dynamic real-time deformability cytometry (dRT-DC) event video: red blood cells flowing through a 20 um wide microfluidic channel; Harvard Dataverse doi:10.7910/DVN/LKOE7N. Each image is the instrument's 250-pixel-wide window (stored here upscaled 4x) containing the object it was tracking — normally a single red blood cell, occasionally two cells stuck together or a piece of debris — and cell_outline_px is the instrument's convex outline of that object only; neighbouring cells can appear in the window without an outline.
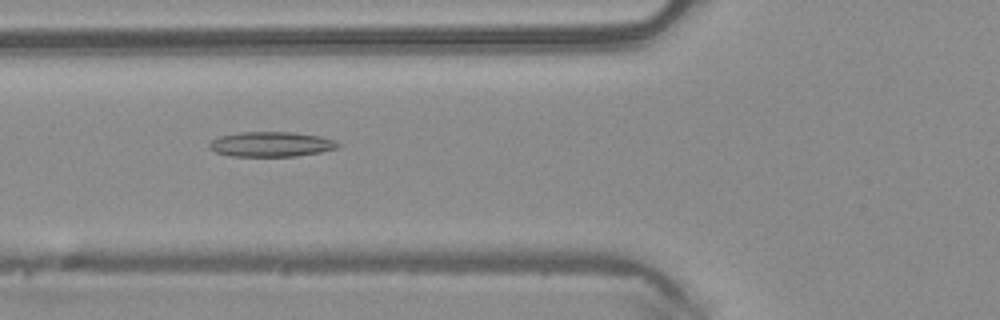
{"species": "common noctule bat (a hibernating species)", "species_latin": "Nyctalus noctula", "temperature_condition": "warm", "stored_images_in_passage": 50, "camera_frame_rate_fps": 3000, "um_per_image_px": 0.085, "animal": {"sex": "male", "body_mass_g": 20.4}, "frame": {"image": 1, "passage_image": 19, "time_ms": 6.0, "image_size_px": [1000, 320], "cell_outline_px": [[340, 144], [336, 148], [320, 152], [296, 156], [232, 156], [216, 152], [208, 148], [208, 144], [212, 140], [220, 136], [240, 132], [292, 132], [320, 136], [332, 140]], "centroid_in_image_um": [23.01, 12.26], "position_along_channel_um": 102.8, "area_um2": 18.55}}
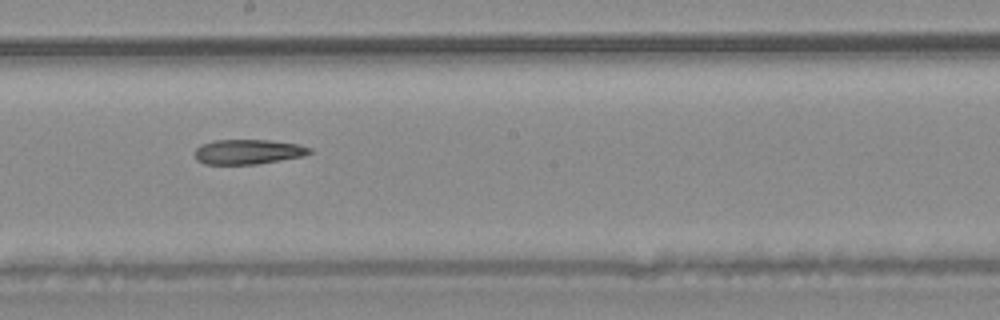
{"frame": {"image": 2, "passage_image": 28, "time_ms": 9.0, "image_size_px": [1000, 320], "cell_outline_px": [[312, 152], [304, 156], [256, 164], [204, 164], [196, 160], [196, 148], [200, 144], [216, 140], [268, 140], [296, 144], [312, 148]], "centroid_in_image_um": [21.08, 12.9], "position_along_channel_um": 227.1, "area_um2": 16.53}}
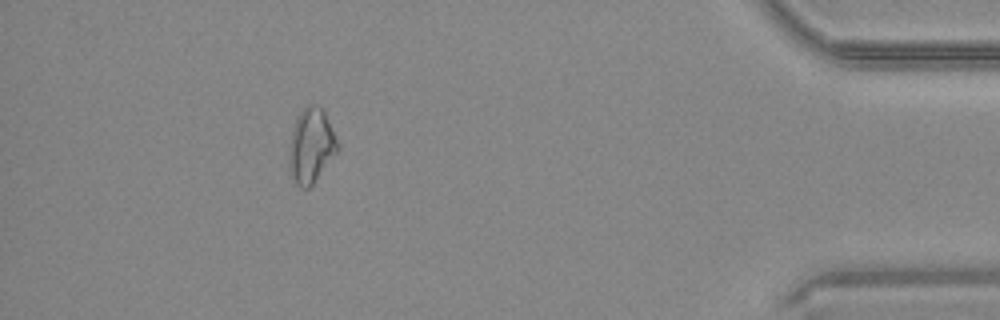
{"frame": {"image": 3, "passage_image": 45, "time_ms": 14.667, "image_size_px": [1000, 320], "cell_outline_px": [[340, 148], [312, 184], [308, 188], [300, 188], [292, 180], [288, 168], [288, 148], [292, 128], [296, 116], [308, 104], [312, 104], [320, 108], [324, 112], [340, 144]], "centroid_in_image_um": [26.41, 12.4], "position_along_channel_um": 408.8, "area_um2": 21.33}}